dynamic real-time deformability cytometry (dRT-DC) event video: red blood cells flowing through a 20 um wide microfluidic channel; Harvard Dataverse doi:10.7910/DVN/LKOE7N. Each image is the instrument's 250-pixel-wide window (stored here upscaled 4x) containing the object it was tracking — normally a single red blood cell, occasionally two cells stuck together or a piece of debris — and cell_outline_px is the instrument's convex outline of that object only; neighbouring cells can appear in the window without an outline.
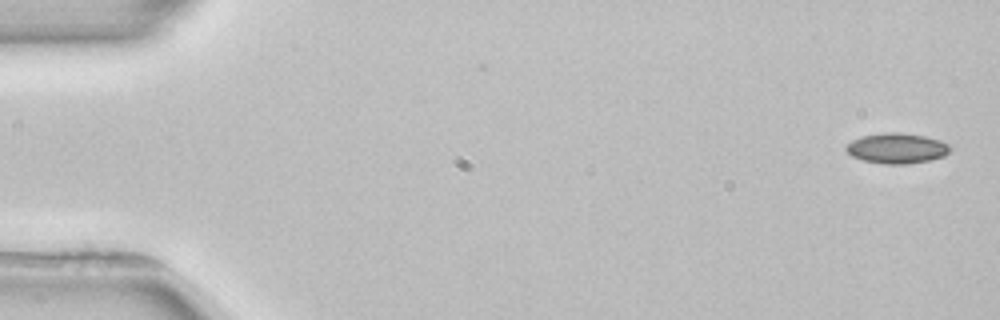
{"species": "common noctule bat (a hibernating species)", "species_latin": "Nyctalus noctula", "temperature_condition": "room temperature", "stored_images_in_passage": 4, "camera_frame_rate_fps": 3000, "um_per_image_px": 0.085, "animal": {"sex": "female", "body_mass_g": 22.7, "forearm_length_mm": 54.2}, "frame": {"image": 1, "passage_image": 1, "time_ms": 0.0, "image_size_px": [1000, 320], "cell_outline_px": [[952, 148], [944, 156], [932, 160], [904, 164], [884, 164], [864, 160], [852, 156], [844, 148], [852, 140], [860, 136], [884, 132], [896, 132], [924, 136], [940, 140], [952, 144]], "centroid_in_image_um": [76.26, 12.6], "position_along_channel_um": 8.7, "area_um2": 18.5}}